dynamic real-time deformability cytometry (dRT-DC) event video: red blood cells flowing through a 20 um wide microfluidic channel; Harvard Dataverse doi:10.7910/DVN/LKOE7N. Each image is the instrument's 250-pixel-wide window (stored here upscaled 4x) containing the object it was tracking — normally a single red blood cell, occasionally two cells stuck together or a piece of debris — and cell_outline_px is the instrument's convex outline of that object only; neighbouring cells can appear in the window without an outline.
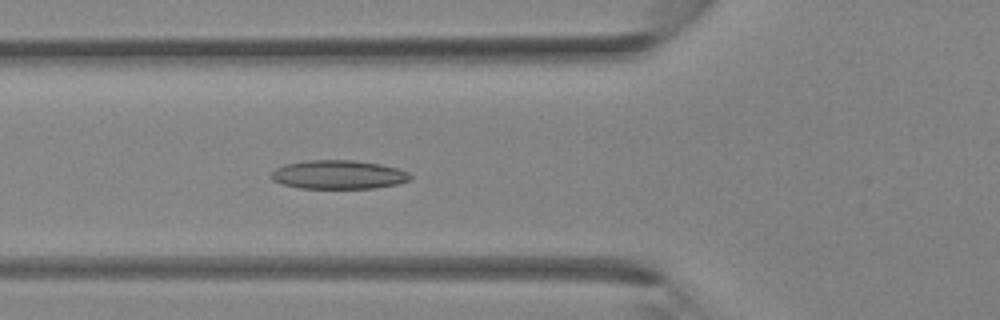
{"species": "Egyptian fruit bat (a non-hibernating species)", "species_latin": "Rousettus aegyptiacus", "temperature_condition": "room temperature", "stored_images_in_passage": 38, "camera_frame_rate_fps": 3000, "um_per_image_px": 0.085, "animal": {"sex": "female"}, "frame": {"image": 1, "passage_image": 14, "time_ms": 4.333, "image_size_px": [1000, 320], "cell_outline_px": [[412, 176], [408, 180], [396, 184], [372, 188], [300, 188], [284, 184], [272, 180], [272, 172], [276, 168], [284, 164], [308, 160], [352, 160], [380, 164], [396, 168], [408, 172]], "centroid_in_image_um": [28.75, 14.84], "position_along_channel_um": 97.0, "area_um2": 23.06}}
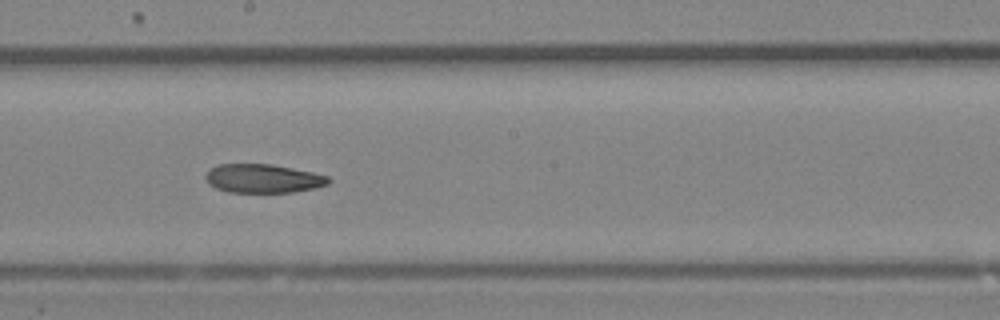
{"frame": {"image": 2, "passage_image": 21, "time_ms": 6.667, "image_size_px": [1000, 320], "cell_outline_px": [[332, 180], [328, 184], [316, 188], [296, 192], [228, 192], [216, 188], [208, 184], [204, 176], [208, 168], [216, 164], [272, 164], [312, 172], [328, 176]], "centroid_in_image_um": [22.34, 15.17], "position_along_channel_um": 225.9, "area_um2": 20.87}}
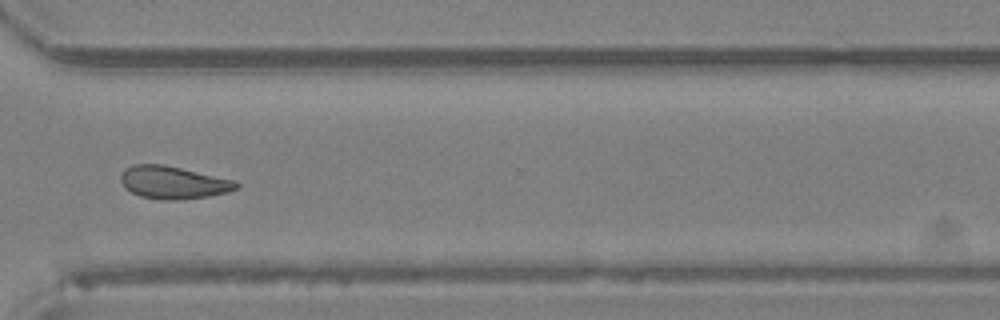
{"frame": {"image": 3, "passage_image": 28, "time_ms": 9.0, "image_size_px": [1000, 320], "cell_outline_px": [[240, 184], [236, 188], [228, 192], [208, 196], [180, 200], [160, 200], [140, 196], [124, 188], [120, 180], [120, 176], [124, 168], [132, 164], [164, 164], [236, 180]], "centroid_in_image_um": [14.7, 15.5], "position_along_channel_um": 355.9, "area_um2": 22.25}}